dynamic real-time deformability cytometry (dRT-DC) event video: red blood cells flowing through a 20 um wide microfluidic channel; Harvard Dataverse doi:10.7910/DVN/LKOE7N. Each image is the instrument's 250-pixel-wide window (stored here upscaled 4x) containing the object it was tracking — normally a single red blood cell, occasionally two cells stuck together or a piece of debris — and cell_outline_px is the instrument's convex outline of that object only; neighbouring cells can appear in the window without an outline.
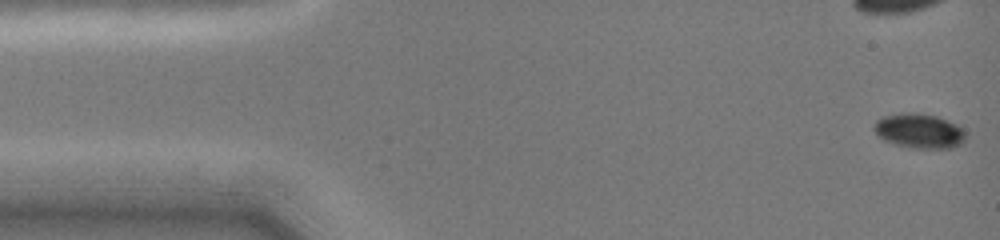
{"species": "common noctule bat (a hibernating species)", "species_latin": "Nyctalus noctula", "temperature_condition": "cold", "stored_images_in_passage": 35, "camera_frame_rate_fps": 3000, "um_per_image_px": 0.085, "animal": {"sex": "female", "body_mass_g": 19.0, "forearm_length_mm": 51.5}, "frame": {"image": 1, "passage_image": 1, "time_ms": 0.0, "image_size_px": [1000, 240], "cell_outline_px": [[968, 136], [960, 144], [952, 148], [912, 148], [896, 144], [884, 140], [876, 132], [876, 120], [884, 116], [900, 112], [912, 112], [936, 116], [956, 124], [968, 132]], "centroid_in_image_um": [78.19, 11.12], "position_along_channel_um": 6.8, "area_um2": 18.44}}